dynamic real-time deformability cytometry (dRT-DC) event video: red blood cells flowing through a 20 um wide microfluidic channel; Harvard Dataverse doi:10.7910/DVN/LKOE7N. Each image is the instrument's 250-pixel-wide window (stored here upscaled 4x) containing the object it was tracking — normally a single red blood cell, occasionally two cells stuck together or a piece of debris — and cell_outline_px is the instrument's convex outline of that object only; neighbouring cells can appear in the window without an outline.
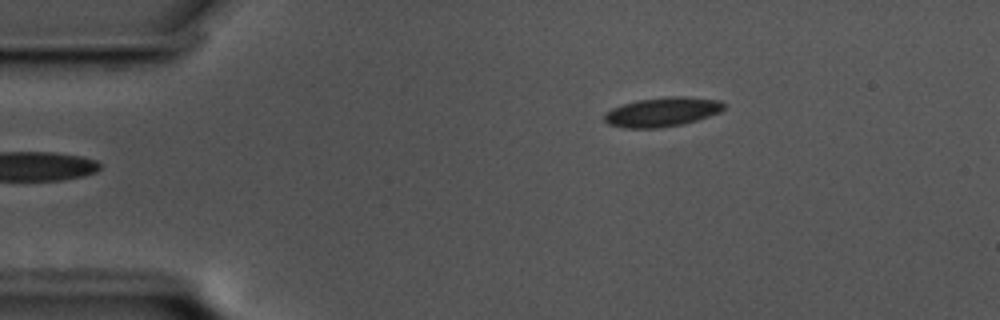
{"species": "common noctule bat (a hibernating species)", "species_latin": "Nyctalus noctula", "temperature_condition": "cold", "stored_images_in_passage": 40, "camera_frame_rate_fps": 3000, "um_per_image_px": 0.085, "animal": {"sex": "male", "body_mass_g": 17.5, "forearm_length_mm": 52.3}, "frame": {"image": 1, "passage_image": 1, "time_ms": 0.0, "image_size_px": [1000, 320], "cell_outline_px": [[724, 108], [720, 112], [684, 124], [656, 128], [624, 128], [608, 124], [604, 120], [604, 112], [612, 108], [636, 100], [668, 96], [688, 96], [720, 100], [724, 104]], "centroid_in_image_um": [56.27, 9.51], "position_along_channel_um": 28.7, "area_um2": 20.52}}
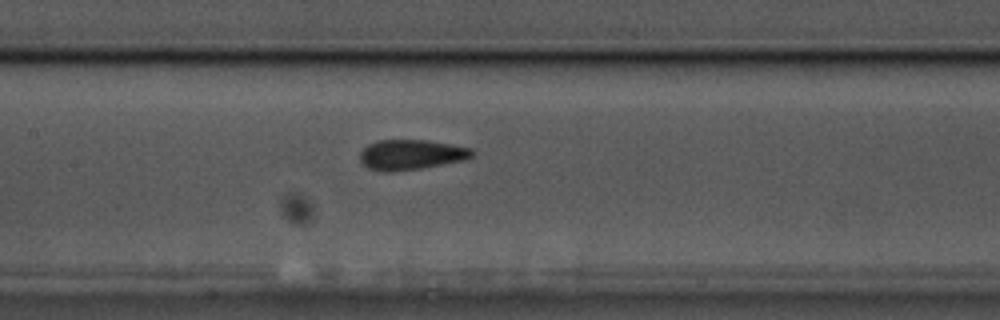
{"frame": {"image": 2, "passage_image": 18, "time_ms": 5.667, "image_size_px": [1000, 320], "cell_outline_px": [[476, 152], [472, 156], [464, 160], [420, 168], [392, 172], [384, 172], [368, 168], [360, 160], [360, 152], [368, 144], [380, 140], [428, 140], [472, 148]], "centroid_in_image_um": [34.95, 13.14], "position_along_channel_um": 172.5, "area_um2": 19.65}}
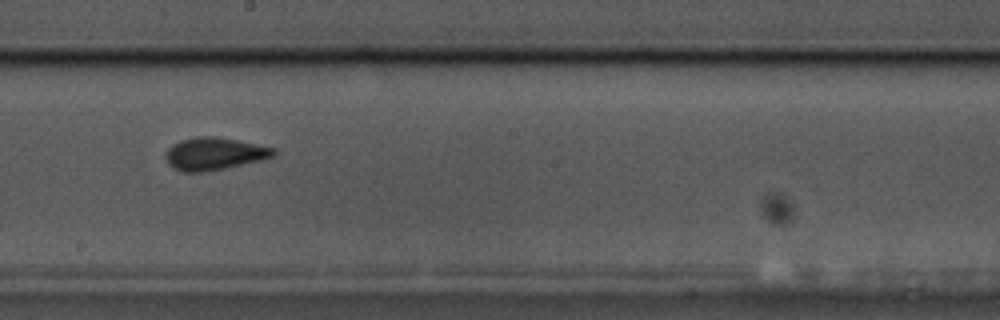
{"frame": {"image": 3, "passage_image": 23, "time_ms": 7.333, "image_size_px": [1000, 320], "cell_outline_px": [[276, 156], [260, 160], [224, 168], [204, 172], [184, 172], [172, 168], [168, 164], [164, 156], [164, 152], [172, 144], [180, 140], [196, 136], [216, 136], [276, 148]], "centroid_in_image_um": [18.17, 13.06], "position_along_channel_um": 230.0, "area_um2": 20.58}, "authors_computed_cell_mechanics": {"area_um2": 19.5075, "velocity_mm_per_s": 3.4644, "shape_relaxation_time_tau1_ms": 5.4868, "shape_relaxation_time_tau2_ms": 2.1583, "deformation_change_tau1": 0.106, "deformation_change_tau2": 0.0607}}